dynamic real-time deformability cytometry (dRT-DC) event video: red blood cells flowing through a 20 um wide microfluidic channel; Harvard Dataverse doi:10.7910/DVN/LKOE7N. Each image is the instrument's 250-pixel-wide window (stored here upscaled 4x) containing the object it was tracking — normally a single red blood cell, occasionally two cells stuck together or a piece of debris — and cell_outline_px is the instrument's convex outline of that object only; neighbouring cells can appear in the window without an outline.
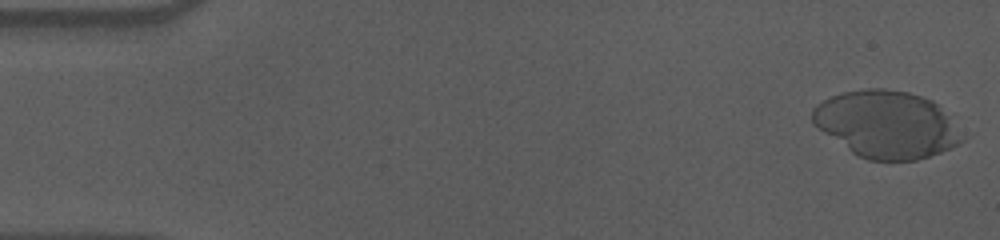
{"species": "human", "species_latin": "Homo sapiens", "temperature_condition": "cold", "stored_images_in_passage": 56, "camera_frame_rate_fps": 3000, "um_per_image_px": 0.085, "donor": {"sex": "male"}, "frame": {"image": 1, "passage_image": 1, "time_ms": 0.0, "image_size_px": [1000, 240], "cell_outline_px": [[968, 136], [960, 144], [940, 152], [916, 160], [868, 160], [852, 152], [824, 132], [812, 120], [812, 108], [816, 104], [832, 96], [844, 92], [868, 88], [884, 88], [908, 92], [932, 100], [940, 104]], "centroid_in_image_um": [75.45, 10.56], "position_along_channel_um": 9.5, "area_um2": 58.72}}